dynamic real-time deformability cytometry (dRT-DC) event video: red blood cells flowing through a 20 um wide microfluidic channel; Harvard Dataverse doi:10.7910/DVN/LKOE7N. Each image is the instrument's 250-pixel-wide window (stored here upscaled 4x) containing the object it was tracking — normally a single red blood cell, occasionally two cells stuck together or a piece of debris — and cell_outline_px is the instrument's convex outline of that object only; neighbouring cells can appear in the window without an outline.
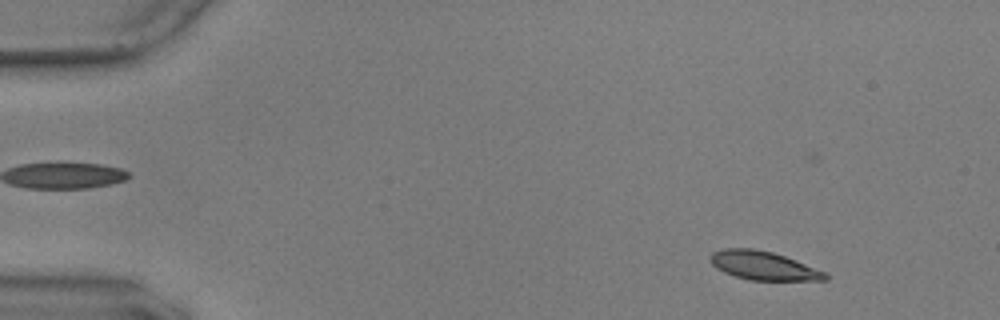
{"species": "common noctule bat (a hibernating species)", "species_latin": "Nyctalus noctula", "temperature_condition": "warm", "stored_images_in_passage": 9, "camera_frame_rate_fps": 3000, "um_per_image_px": 0.085, "animal": {"sex": "male", "body_mass_g": 17.9, "forearm_length_mm": 54.2}, "frame": {"image": 1, "passage_image": 6, "time_ms": 1.667, "image_size_px": [1000, 320], "cell_outline_px": [[828, 280], [752, 280], [736, 276], [724, 272], [716, 268], [708, 260], [708, 256], [712, 252], [724, 248], [752, 248], [772, 252], [796, 260], [824, 272], [828, 276]], "centroid_in_image_um": [64.83, 22.57], "position_along_channel_um": 20.2, "area_um2": 19.07}}